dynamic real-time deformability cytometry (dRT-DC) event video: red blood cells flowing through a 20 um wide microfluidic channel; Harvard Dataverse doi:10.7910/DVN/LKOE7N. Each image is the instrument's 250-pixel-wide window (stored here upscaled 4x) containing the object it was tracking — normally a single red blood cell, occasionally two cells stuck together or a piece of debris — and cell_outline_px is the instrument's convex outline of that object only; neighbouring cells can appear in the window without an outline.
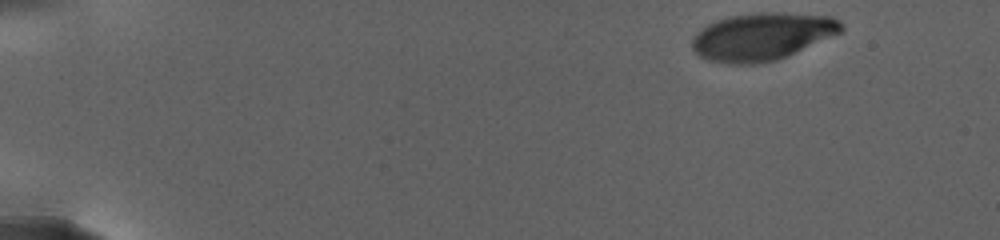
{"species": "human", "species_latin": "Homo sapiens", "temperature_condition": "warm", "stored_images_in_passage": 10, "camera_frame_rate_fps": 3000, "um_per_image_px": 0.085, "donor": {"sex": "female"}, "frame": {"image": 1, "passage_image": 1, "time_ms": 0.0, "image_size_px": [1000, 240], "cell_outline_px": [[844, 28], [840, 32], [776, 60], [752, 64], [732, 64], [712, 60], [700, 56], [692, 48], [692, 40], [708, 24], [732, 16], [756, 12], [780, 12], [832, 16], [840, 20]], "centroid_in_image_um": [64.81, 3.09], "position_along_channel_um": 20.2, "area_um2": 40.46}}
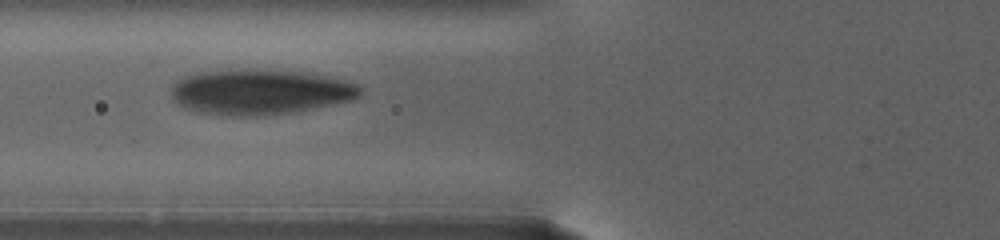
{"frame": {"image": 2, "passage_image": 9, "time_ms": 8.667, "image_size_px": [1000, 240], "cell_outline_px": [[360, 96], [352, 100], [288, 112], [264, 116], [228, 116], [196, 112], [184, 108], [172, 100], [172, 84], [176, 80], [184, 76], [196, 72], [240, 68], [268, 68], [304, 72], [328, 76], [348, 80], [356, 84], [360, 88]], "centroid_in_image_um": [22.03, 7.78], "position_along_channel_um": 103.8, "area_um2": 50.69}}
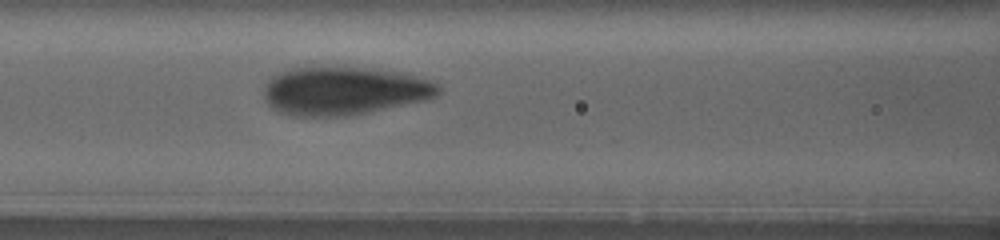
{"frame": {"image": 3, "passage_image": 10, "time_ms": 10.0, "image_size_px": [1000, 240], "cell_outline_px": [[440, 92], [432, 96], [420, 100], [352, 116], [288, 116], [276, 112], [264, 100], [264, 84], [276, 72], [292, 68], [356, 68], [396, 72], [412, 76], [436, 84], [440, 88]], "centroid_in_image_um": [29.08, 7.75], "position_along_channel_um": 137.5, "area_um2": 48.26}}